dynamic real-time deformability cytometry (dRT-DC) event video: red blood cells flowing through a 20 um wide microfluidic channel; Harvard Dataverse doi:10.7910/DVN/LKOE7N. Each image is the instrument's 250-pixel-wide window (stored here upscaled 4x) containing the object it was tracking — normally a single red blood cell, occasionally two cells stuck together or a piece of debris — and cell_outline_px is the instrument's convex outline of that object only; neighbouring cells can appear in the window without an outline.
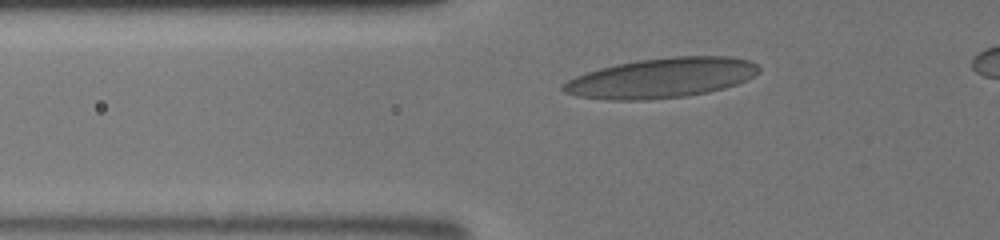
{"species": "human", "species_latin": "Homo sapiens", "temperature_condition": "room temperature", "stored_images_in_passage": 10, "camera_frame_rate_fps": 3000, "um_per_image_px": 0.085, "donor": {"sex": "male"}, "frame": {"image": 1, "passage_image": 3, "time_ms": 0.333, "image_size_px": [1000, 240], "cell_outline_px": [[760, 72], [736, 84], [724, 88], [708, 92], [684, 96], [648, 100], [608, 100], [576, 96], [564, 92], [560, 88], [568, 80], [576, 76], [600, 68], [616, 64], [640, 60], [672, 56], [728, 56], [752, 60], [760, 68]], "centroid_in_image_um": [56.23, 6.62], "position_along_channel_um": 69.6, "area_um2": 45.43}}
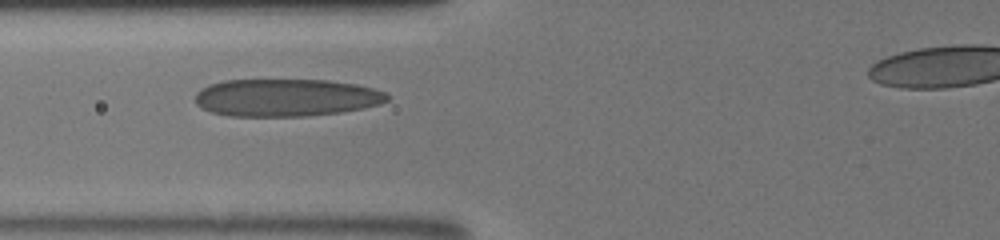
{"frame": {"image": 2, "passage_image": 7, "time_ms": 1.333, "image_size_px": [1000, 240], "cell_outline_px": [[388, 100], [380, 104], [364, 108], [340, 112], [308, 116], [228, 116], [212, 112], [196, 104], [196, 92], [200, 88], [208, 84], [224, 80], [328, 80], [356, 84], [372, 88], [384, 92], [388, 96]], "centroid_in_image_um": [24.3, 8.29], "position_along_channel_um": 101.5, "area_um2": 42.08}}